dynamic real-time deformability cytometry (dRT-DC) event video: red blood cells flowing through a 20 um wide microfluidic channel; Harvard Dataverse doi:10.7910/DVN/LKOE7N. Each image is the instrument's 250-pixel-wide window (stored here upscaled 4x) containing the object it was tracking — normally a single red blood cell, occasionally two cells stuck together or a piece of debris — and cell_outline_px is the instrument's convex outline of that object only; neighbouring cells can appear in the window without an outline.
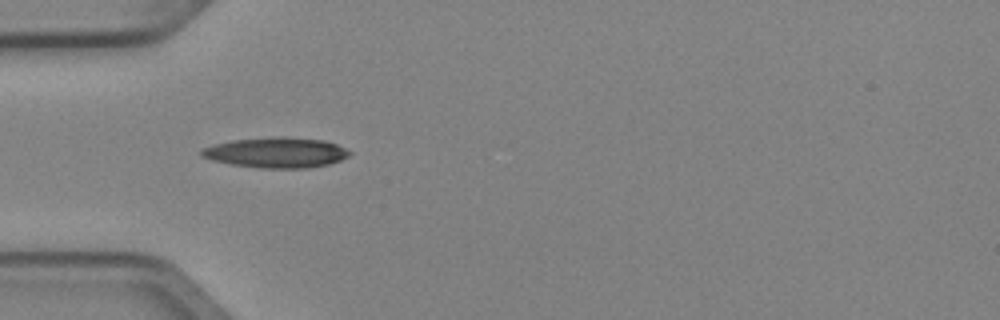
{"species": "Egyptian fruit bat (a non-hibernating species)", "species_latin": "Rousettus aegyptiacus", "temperature_condition": "cold", "stored_images_in_passage": 2, "camera_frame_rate_fps": 3000, "um_per_image_px": 0.085, "animal": {"sex": "female"}, "frame": {"image": 1, "passage_image": 1, "time_ms": 0.0, "image_size_px": [1000, 320], "cell_outline_px": [[352, 152], [348, 156], [340, 160], [328, 164], [308, 168], [260, 168], [232, 164], [216, 160], [204, 156], [200, 152], [200, 148], [232, 140], [272, 136], [284, 136], [324, 140], [336, 144]], "centroid_in_image_um": [23.51, 12.95], "position_along_channel_um": 61.5, "area_um2": 26.07}}
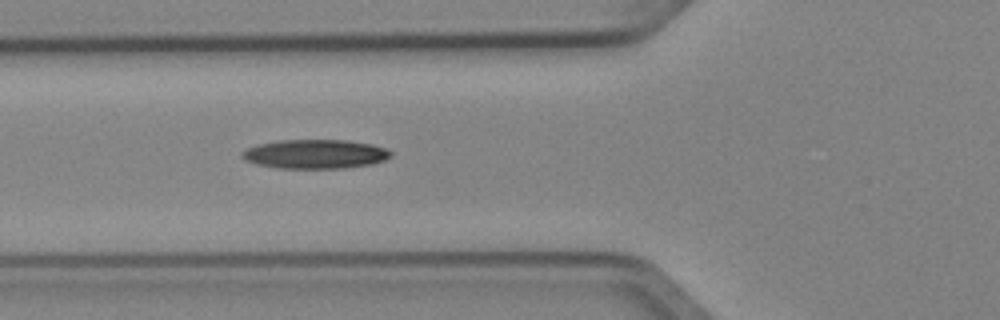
{"frame": {"image": 2, "passage_image": 2, "time_ms": 0.333, "image_size_px": [1000, 320], "cell_outline_px": [[392, 156], [384, 160], [372, 164], [340, 168], [276, 168], [256, 164], [244, 160], [240, 156], [240, 152], [256, 144], [280, 140], [348, 140], [372, 144], [384, 148], [392, 152]], "centroid_in_image_um": [26.75, 13.09], "position_along_channel_um": 99.0, "area_um2": 25.37}}